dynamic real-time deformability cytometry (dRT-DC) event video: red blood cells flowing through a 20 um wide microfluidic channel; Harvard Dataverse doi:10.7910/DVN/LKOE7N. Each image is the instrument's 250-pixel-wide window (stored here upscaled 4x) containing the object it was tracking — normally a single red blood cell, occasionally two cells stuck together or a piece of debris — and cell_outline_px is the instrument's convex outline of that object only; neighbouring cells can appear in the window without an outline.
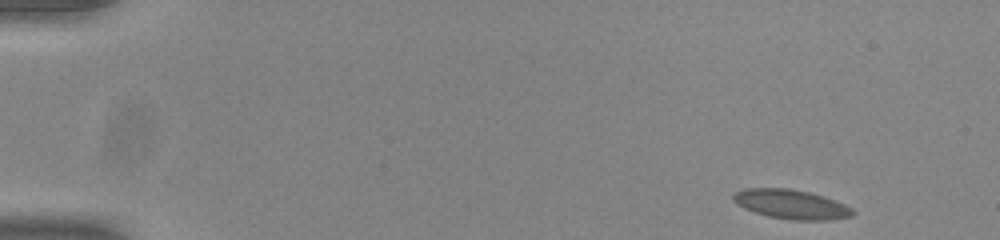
{"species": "common noctule bat (a hibernating species)", "species_latin": "Nyctalus noctula", "temperature_condition": "room temperature", "stored_images_in_passage": 52, "camera_frame_rate_fps": 3000, "um_per_image_px": 0.085, "animal": {"sex": "male", "body_mass_g": 20.0, "forearm_length_mm": 53.3}, "frame": {"image": 1, "passage_image": 1, "time_ms": 0.0, "image_size_px": [1000, 240], "cell_outline_px": [[856, 212], [852, 216], [824, 220], [792, 220], [768, 216], [744, 208], [736, 204], [732, 200], [732, 196], [736, 192], [748, 188], [788, 188], [808, 192], [824, 196], [844, 204], [852, 208]], "centroid_in_image_um": [67.25, 17.36], "position_along_channel_um": 17.8, "area_um2": 20.29}}
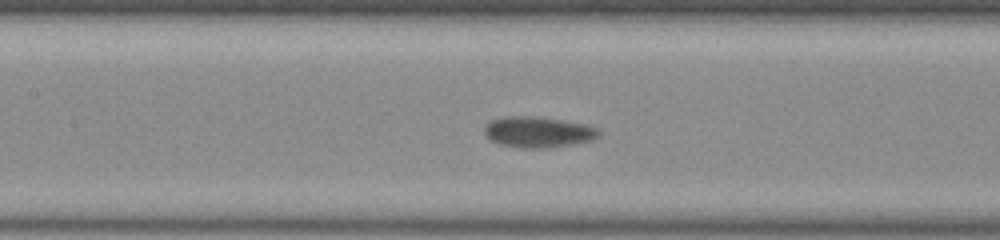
{"frame": {"image": 2, "passage_image": 23, "time_ms": 7.333, "image_size_px": [1000, 240], "cell_outline_px": [[600, 136], [592, 140], [572, 144], [548, 148], [524, 148], [500, 144], [484, 136], [484, 124], [492, 120], [504, 116], [536, 116], [560, 120], [580, 124], [596, 128], [600, 132]], "centroid_in_image_um": [45.68, 11.22], "position_along_channel_um": 161.7, "area_um2": 20.46}}
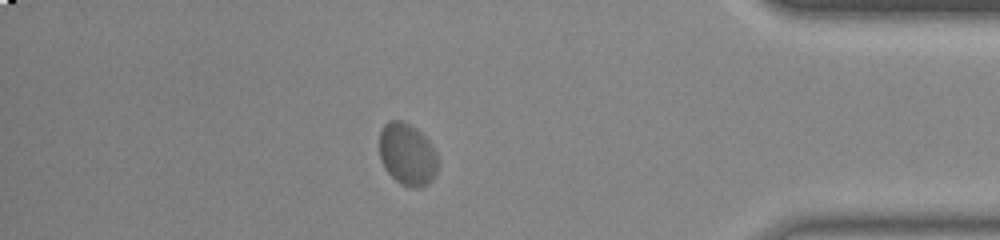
{"frame": {"image": 3, "passage_image": 45, "time_ms": 14.667, "image_size_px": [1000, 240], "cell_outline_px": [[436, 172], [432, 180], [428, 184], [420, 188], [412, 188], [400, 184], [384, 168], [380, 160], [380, 128], [388, 120], [400, 120], [416, 128], [428, 140], [436, 152]], "centroid_in_image_um": [34.59, 13.12], "position_along_channel_um": 400.6, "area_um2": 21.21}}